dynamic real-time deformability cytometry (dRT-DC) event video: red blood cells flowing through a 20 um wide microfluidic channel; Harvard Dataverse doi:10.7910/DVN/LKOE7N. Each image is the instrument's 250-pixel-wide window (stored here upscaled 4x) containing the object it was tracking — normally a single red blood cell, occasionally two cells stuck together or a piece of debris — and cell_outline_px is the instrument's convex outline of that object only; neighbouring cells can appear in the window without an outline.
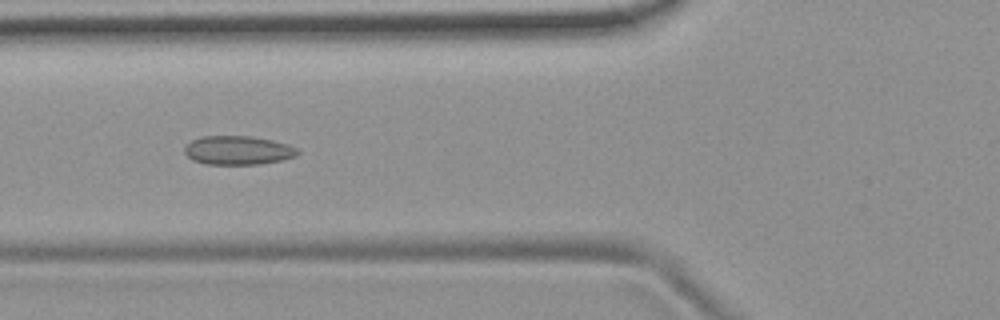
{"species": "common noctule bat (a hibernating species)", "species_latin": "Nyctalus noctula", "temperature_condition": "room temperature", "stored_images_in_passage": 53, "camera_frame_rate_fps": 3000, "um_per_image_px": 0.085, "animal": {"sex": "female", "body_mass_g": 19.9}, "frame": {"image": 1, "passage_image": 20, "time_ms": 6.333, "image_size_px": [1000, 320], "cell_outline_px": [[300, 152], [296, 156], [280, 160], [260, 164], [204, 164], [192, 160], [184, 152], [184, 148], [192, 140], [200, 136], [252, 136], [272, 140], [288, 144], [296, 148]], "centroid_in_image_um": [20.22, 12.77], "position_along_channel_um": 105.6, "area_um2": 19.02}}
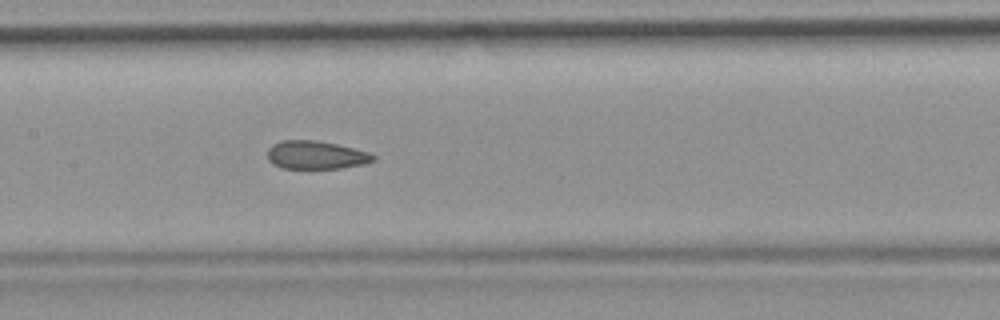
{"frame": {"image": 2, "passage_image": 26, "time_ms": 8.333, "image_size_px": [1000, 320], "cell_outline_px": [[376, 160], [364, 164], [340, 168], [280, 168], [272, 164], [268, 160], [268, 148], [272, 144], [280, 140], [316, 140], [336, 144], [368, 152], [376, 156]], "centroid_in_image_um": [26.83, 13.17], "position_along_channel_um": 180.6, "area_um2": 17.46}}
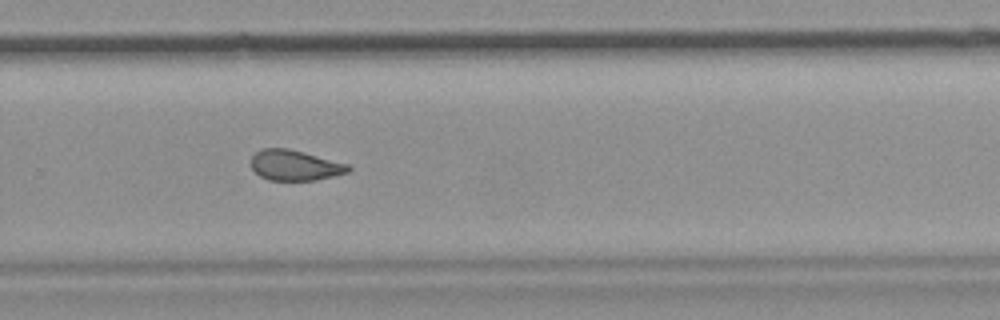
{"frame": {"image": 3, "passage_image": 36, "time_ms": 11.667, "image_size_px": [1000, 320], "cell_outline_px": [[352, 168], [348, 172], [316, 180], [268, 180], [260, 176], [252, 168], [252, 156], [256, 152], [264, 148], [288, 148], [304, 152], [348, 164]], "centroid_in_image_um": [25.07, 14.05], "position_along_channel_um": 304.7, "area_um2": 17.11}, "authors_computed_cell_mechanics": {"area_um2": 18.5538, "velocity_mm_per_s": 3.7323, "shape_relaxation_time_tau1_ms": null, "shape_relaxation_time_tau2_ms": 2.231, "deformation_change_tau1": null, "deformation_change_tau2": 0.0759}}